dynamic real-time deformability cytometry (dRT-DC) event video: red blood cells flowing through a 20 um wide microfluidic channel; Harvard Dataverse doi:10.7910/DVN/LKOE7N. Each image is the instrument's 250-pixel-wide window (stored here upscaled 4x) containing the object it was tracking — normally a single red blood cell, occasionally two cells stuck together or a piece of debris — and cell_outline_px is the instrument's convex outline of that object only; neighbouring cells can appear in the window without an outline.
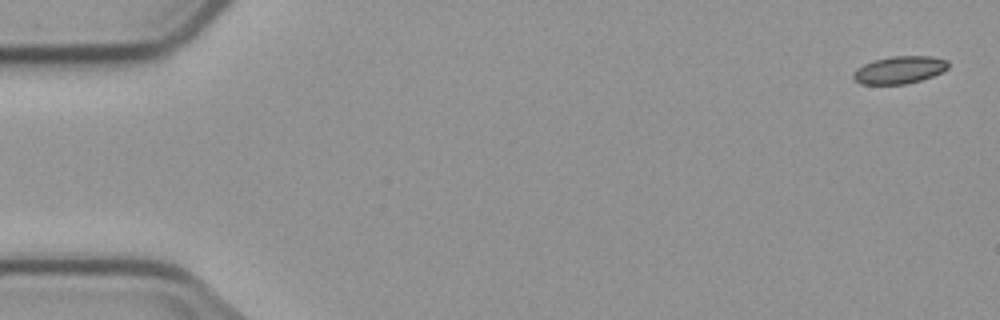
{"species": "common noctule bat (a hibernating species)", "species_latin": "Nyctalus noctula", "temperature_condition": "cold", "stored_images_in_passage": 5, "camera_frame_rate_fps": 3000, "um_per_image_px": 0.085, "animal": {"sex": "male", "body_mass_g": 23.1, "forearm_length_mm": 52.7}, "frame": {"image": 1, "passage_image": 5, "time_ms": 6.333, "image_size_px": [1000, 320], "cell_outline_px": [[948, 68], [932, 76], [920, 80], [904, 84], [860, 84], [852, 76], [852, 72], [856, 68], [864, 64], [876, 60], [892, 56], [932, 56], [948, 60]], "centroid_in_image_um": [76.44, 5.94], "position_along_channel_um": 8.6, "area_um2": 15.09}}